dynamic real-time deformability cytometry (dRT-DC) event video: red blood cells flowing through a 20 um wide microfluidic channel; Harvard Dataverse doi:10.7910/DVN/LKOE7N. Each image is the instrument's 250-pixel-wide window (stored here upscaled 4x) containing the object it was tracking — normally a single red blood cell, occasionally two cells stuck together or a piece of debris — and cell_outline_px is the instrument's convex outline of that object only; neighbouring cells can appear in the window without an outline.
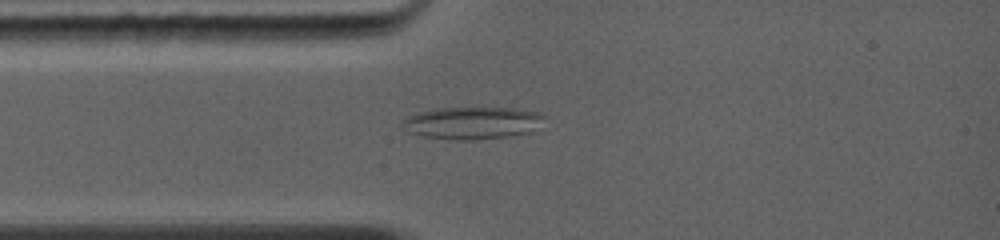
{"species": "common noctule bat (a hibernating species)", "species_latin": "Nyctalus noctula", "temperature_condition": "warm", "stored_images_in_passage": 41, "camera_frame_rate_fps": 5000, "um_per_image_px": 0.085, "animal": {"sex": "female", "body_mass_g": 19.0, "forearm_length_mm": 56.7}, "frame": {"image": 1, "passage_image": 4, "time_ms": 0.8, "image_size_px": [1000, 240], "cell_outline_px": [[548, 116], [528, 132], [504, 136], [428, 136], [416, 132], [404, 124], [404, 120], [408, 116], [416, 112], [440, 108], [516, 108], [540, 112]], "centroid_in_image_um": [40.28, 10.35], "position_along_channel_um": 44.7, "area_um2": 24.51}}
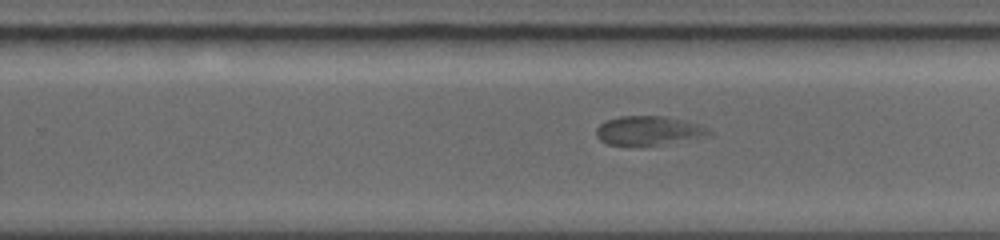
{"frame": {"image": 2, "passage_image": 22, "time_ms": 6.2, "image_size_px": [1000, 240], "cell_outline_px": [[712, 132], [656, 144], [608, 144], [600, 140], [596, 136], [596, 128], [600, 124], [608, 120], [620, 116], [664, 116], [684, 120], [700, 124], [708, 128]], "centroid_in_image_um": [55.0, 11.05], "position_along_channel_um": 274.8, "area_um2": 17.98}}
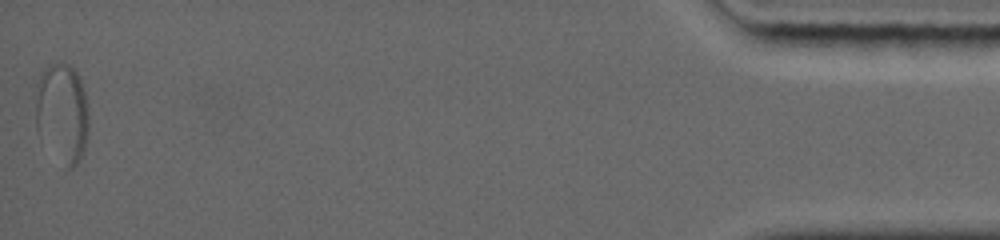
{"frame": {"image": 3, "passage_image": 41, "time_ms": 13.0, "image_size_px": [1000, 240], "cell_outline_px": [[88, 128], [84, 148], [80, 160], [72, 168], [68, 168], [36, 128], [36, 100], [40, 72], [44, 68], [52, 64], [68, 64], [80, 76], [84, 92], [88, 112]], "centroid_in_image_um": [5.31, 9.53], "position_along_channel_um": 429.9, "area_um2": 29.82}}